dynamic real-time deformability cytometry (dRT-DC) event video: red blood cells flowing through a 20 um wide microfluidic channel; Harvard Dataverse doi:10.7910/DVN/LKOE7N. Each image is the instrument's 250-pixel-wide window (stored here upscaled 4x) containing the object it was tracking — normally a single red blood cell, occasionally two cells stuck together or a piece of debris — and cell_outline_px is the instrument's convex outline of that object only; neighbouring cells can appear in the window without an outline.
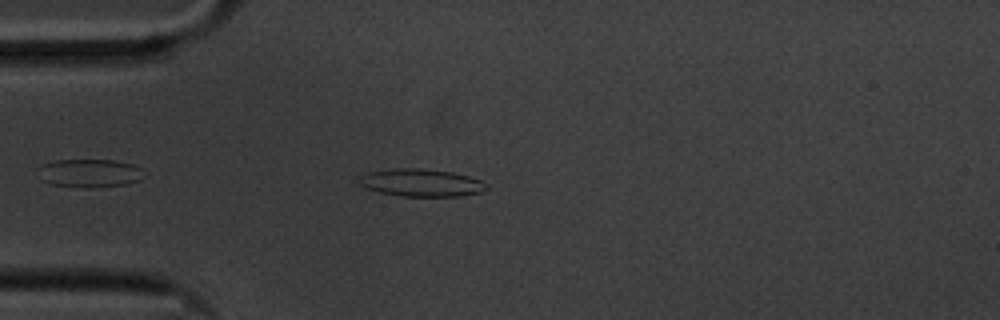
{"species": "common noctule bat (a hibernating species)", "species_latin": "Nyctalus noctula", "temperature_condition": "cold", "stored_images_in_passage": 49, "camera_frame_rate_fps": 3000, "um_per_image_px": 0.085, "animal": {"sex": "male", "body_mass_g": 20.1, "forearm_length_mm": 53.5}, "frame": {"image": 1, "passage_image": 5, "time_ms": 1.333, "image_size_px": [1000, 320], "cell_outline_px": [[488, 188], [480, 192], [460, 196], [400, 196], [380, 192], [368, 188], [360, 184], [360, 176], [364, 172], [396, 168], [416, 168], [452, 172], [468, 176], [480, 180], [488, 184]], "centroid_in_image_um": [35.81, 15.53], "position_along_channel_um": 49.2, "area_um2": 20.35}}
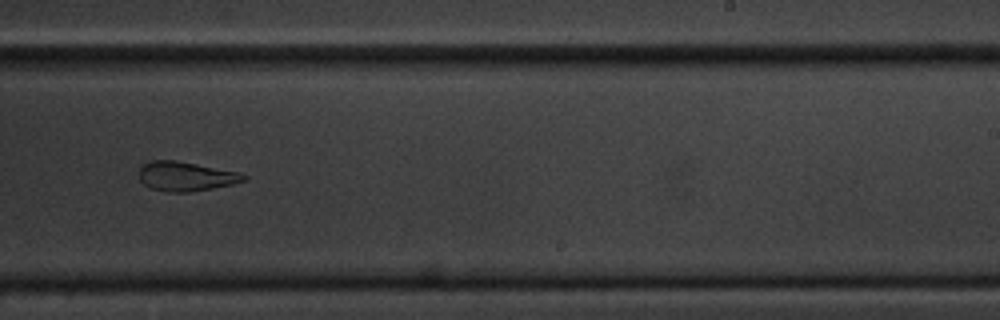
{"frame": {"image": 2, "passage_image": 26, "time_ms": 8.333, "image_size_px": [1000, 320], "cell_outline_px": [[248, 180], [232, 184], [212, 188], [188, 192], [168, 192], [152, 188], [144, 184], [140, 180], [140, 168], [148, 160], [176, 160], [240, 172], [248, 176]], "centroid_in_image_um": [15.83, 14.98], "position_along_channel_um": 273.2, "area_um2": 17.92}}
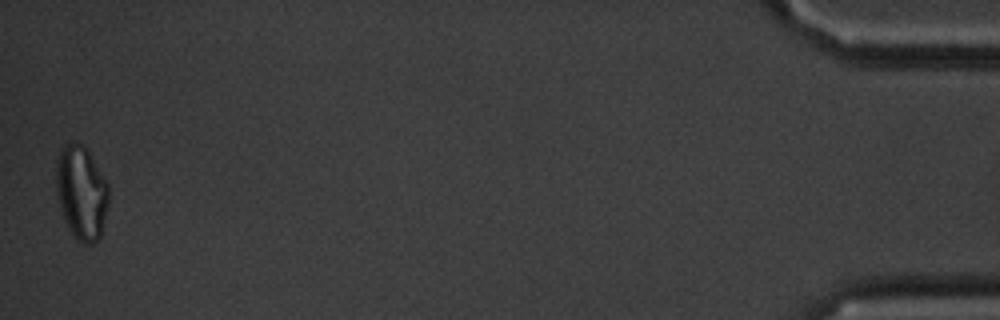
{"frame": {"image": 3, "passage_image": 48, "time_ms": 15.667, "image_size_px": [1000, 320], "cell_outline_px": [[108, 204], [100, 236], [92, 244], [84, 244], [72, 236], [64, 220], [60, 208], [56, 188], [56, 168], [60, 148], [64, 144], [80, 144], [88, 152], [108, 184]], "centroid_in_image_um": [6.9, 16.41], "position_along_channel_um": 428.3, "area_um2": 28.32}, "authors_computed_cell_mechanics": {"area_um2": 19.363, "velocity_mm_per_s": 3.3634, "shape_relaxation_time_tau1_ms": 8.4984, "shape_relaxation_time_tau2_ms": 4.8135, "deformation_change_tau1": 0.2106, "deformation_change_tau2": 0.1358}}